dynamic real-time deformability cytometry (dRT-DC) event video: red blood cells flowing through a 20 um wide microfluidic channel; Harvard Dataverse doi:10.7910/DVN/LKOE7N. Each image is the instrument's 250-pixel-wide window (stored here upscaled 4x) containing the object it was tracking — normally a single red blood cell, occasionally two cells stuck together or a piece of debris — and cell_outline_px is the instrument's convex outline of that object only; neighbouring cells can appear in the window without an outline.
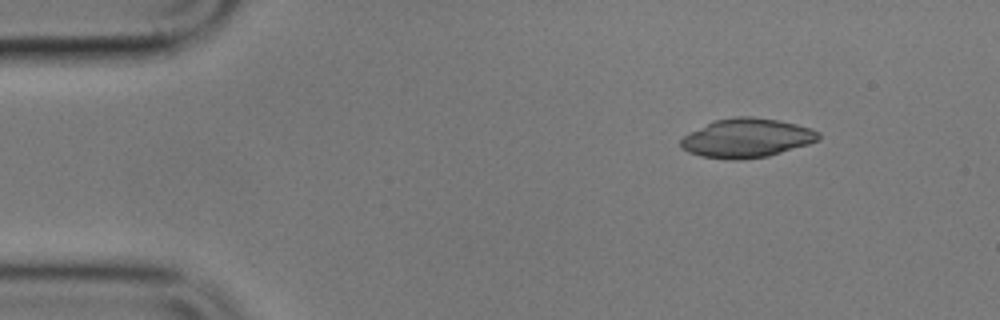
{"species": "common noctule bat (a hibernating species)", "species_latin": "Nyctalus noctula", "temperature_condition": "cold", "stored_images_in_passage": 9, "camera_frame_rate_fps": 3000, "um_per_image_px": 0.085, "animal": {"sex": "male", "body_mass_g": 17.9}, "frame": {"image": 1, "passage_image": 2, "time_ms": 2.0, "image_size_px": [1000, 320], "cell_outline_px": [[820, 140], [808, 144], [768, 156], [740, 160], [728, 160], [700, 156], [688, 152], [680, 144], [680, 140], [684, 136], [716, 120], [736, 116], [752, 116], [776, 120], [796, 124], [812, 128], [820, 132]], "centroid_in_image_um": [63.51, 11.74], "position_along_channel_um": 21.5, "area_um2": 31.15}}